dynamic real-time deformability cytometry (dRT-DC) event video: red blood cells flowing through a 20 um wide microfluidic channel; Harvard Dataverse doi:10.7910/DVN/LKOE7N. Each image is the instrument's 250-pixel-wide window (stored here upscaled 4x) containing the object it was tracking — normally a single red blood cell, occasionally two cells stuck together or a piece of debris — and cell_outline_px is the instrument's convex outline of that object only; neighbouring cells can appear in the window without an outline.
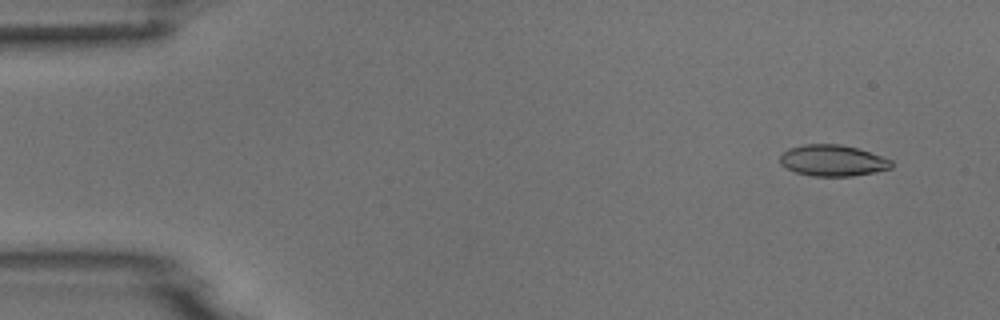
{"species": "common noctule bat (a hibernating species)", "species_latin": "Nyctalus noctula", "temperature_condition": "room temperature", "stored_images_in_passage": 4, "camera_frame_rate_fps": 3000, "um_per_image_px": 0.085, "animal": {"sex": "male", "body_mass_g": 18.8}, "frame": {"image": 1, "passage_image": 1, "time_ms": 0.0, "image_size_px": [1000, 320], "cell_outline_px": [[892, 168], [852, 176], [812, 176], [796, 172], [780, 164], [780, 156], [788, 148], [804, 144], [840, 144], [856, 148], [892, 160]], "centroid_in_image_um": [70.75, 13.64], "position_along_channel_um": 14.2, "area_um2": 20.06}}
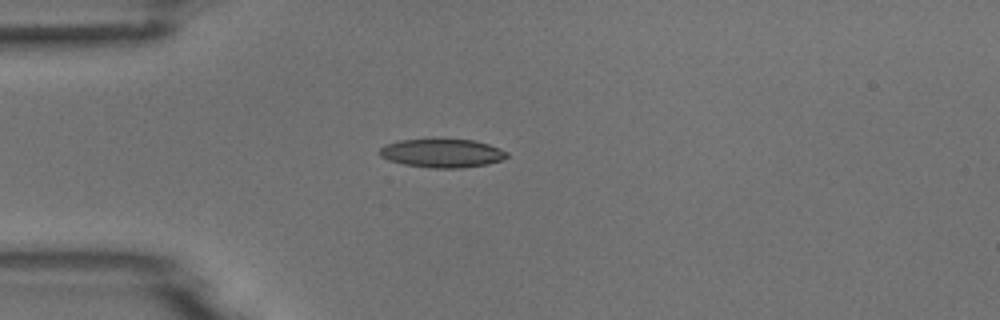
{"frame": {"image": 2, "passage_image": 3, "time_ms": 3.333, "image_size_px": [1000, 320], "cell_outline_px": [[508, 156], [504, 160], [488, 164], [464, 168], [428, 168], [404, 164], [388, 160], [380, 156], [376, 152], [384, 144], [400, 140], [476, 140], [500, 148], [508, 152]], "centroid_in_image_um": [37.58, 13.03], "position_along_channel_um": 47.4, "area_um2": 21.39}}